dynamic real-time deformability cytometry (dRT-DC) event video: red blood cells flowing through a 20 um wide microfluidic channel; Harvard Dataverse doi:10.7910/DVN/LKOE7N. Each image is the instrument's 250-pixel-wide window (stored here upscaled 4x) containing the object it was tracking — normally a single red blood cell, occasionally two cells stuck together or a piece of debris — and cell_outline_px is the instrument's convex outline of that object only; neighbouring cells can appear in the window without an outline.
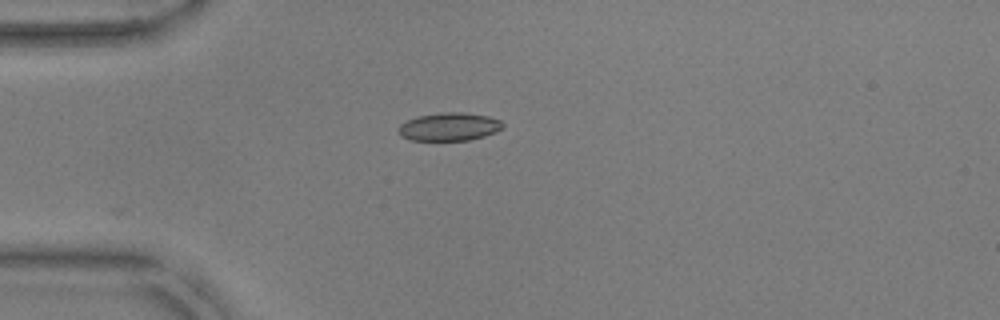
{"species": "common noctule bat (a hibernating species)", "species_latin": "Nyctalus noctula", "temperature_condition": "warm", "stored_images_in_passage": 25, "camera_frame_rate_fps": 3000, "um_per_image_px": 0.085, "animal": {"sex": "male", "body_mass_g": 17.9, "forearm_length_mm": 54.2}, "frame": {"image": 1, "passage_image": 1, "time_ms": 0.0, "image_size_px": [1000, 320], "cell_outline_px": [[504, 128], [496, 132], [484, 136], [468, 140], [412, 140], [400, 136], [396, 128], [400, 124], [416, 116], [444, 112], [464, 112], [488, 116], [500, 120], [504, 124]], "centroid_in_image_um": [38.18, 10.77], "position_along_channel_um": 46.8, "area_um2": 17.22}}
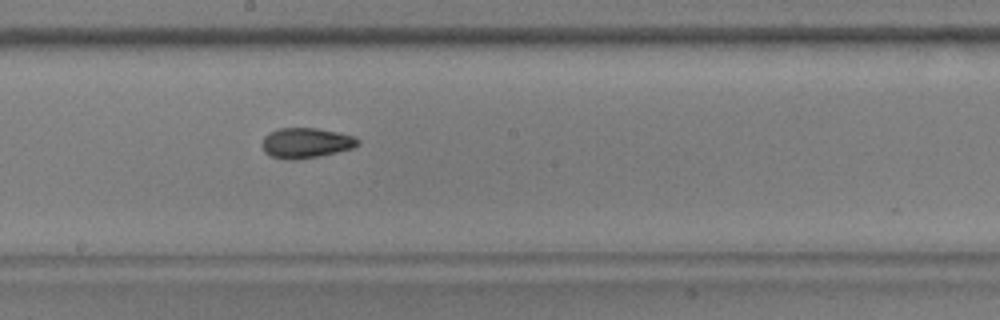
{"frame": {"image": 2, "passage_image": 16, "time_ms": 5.0, "image_size_px": [1000, 320], "cell_outline_px": [[360, 144], [352, 148], [320, 156], [296, 160], [288, 160], [268, 156], [264, 152], [260, 144], [264, 136], [268, 132], [280, 128], [316, 128], [356, 136], [360, 140]], "centroid_in_image_um": [25.97, 12.16], "position_along_channel_um": 222.2, "area_um2": 17.17}}
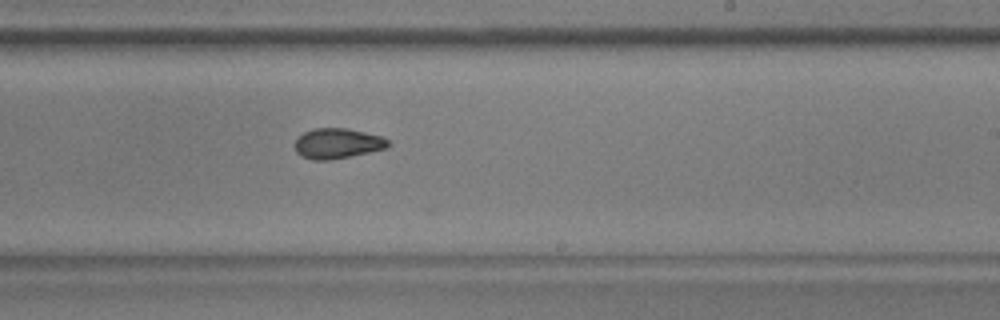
{"frame": {"image": 3, "passage_image": 19, "time_ms": 6.0, "image_size_px": [1000, 320], "cell_outline_px": [[392, 144], [384, 148], [368, 152], [328, 160], [312, 160], [296, 152], [296, 140], [304, 132], [312, 128], [348, 128], [380, 136], [388, 140]], "centroid_in_image_um": [28.68, 12.18], "position_along_channel_um": 260.3, "area_um2": 16.13}}